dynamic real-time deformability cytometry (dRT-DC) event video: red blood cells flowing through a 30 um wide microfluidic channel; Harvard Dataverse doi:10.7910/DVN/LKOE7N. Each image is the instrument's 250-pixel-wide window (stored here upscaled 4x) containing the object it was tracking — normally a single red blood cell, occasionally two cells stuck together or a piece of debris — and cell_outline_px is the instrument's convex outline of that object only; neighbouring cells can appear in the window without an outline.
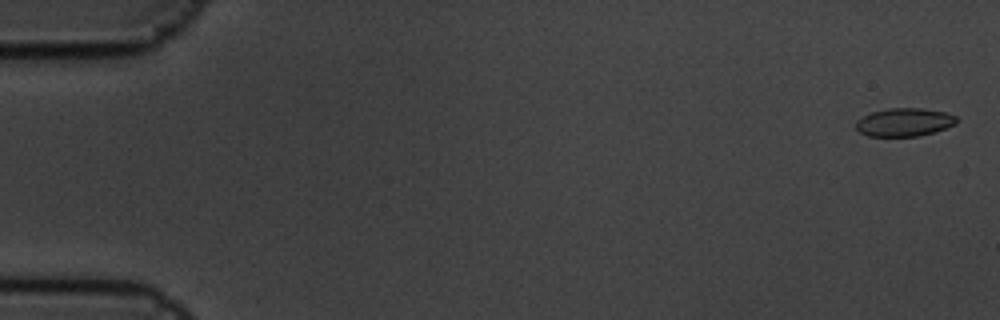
{"species": "common noctule bat (a hibernating species)", "species_latin": "Nyctalus noctula", "temperature_condition": "cold", "stored_images_in_passage": 4, "camera_frame_rate_fps": 3000, "um_per_image_px": 0.085, "animal": {"sex": "male", "body_mass_g": 19.5, "forearm_length_mm": 54.6}, "frame": {"image": 1, "passage_image": 1, "time_ms": 0.0, "image_size_px": [1000, 320], "cell_outline_px": [[960, 120], [956, 124], [920, 136], [868, 136], [860, 132], [856, 128], [856, 120], [872, 112], [888, 108], [920, 108], [944, 112], [956, 116]], "centroid_in_image_um": [76.87, 10.38], "position_along_channel_um": 8.1, "area_um2": 16.47}}